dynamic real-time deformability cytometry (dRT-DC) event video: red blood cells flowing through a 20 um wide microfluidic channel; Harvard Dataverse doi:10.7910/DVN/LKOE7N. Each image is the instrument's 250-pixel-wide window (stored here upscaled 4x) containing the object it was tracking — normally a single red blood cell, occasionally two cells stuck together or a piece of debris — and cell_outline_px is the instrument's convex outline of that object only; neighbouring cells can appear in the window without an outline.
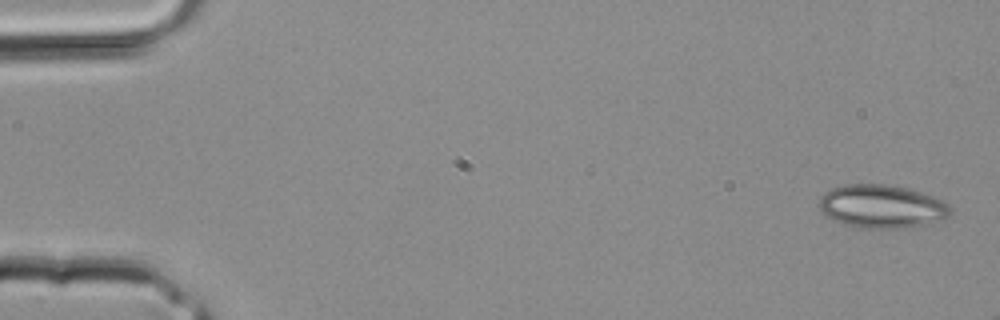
{"species": "common noctule bat (a hibernating species)", "species_latin": "Nyctalus noctula", "temperature_condition": "room temperature", "stored_images_in_passage": 4, "camera_frame_rate_fps": 3000, "um_per_image_px": 0.085, "animal": {"sex": "male", "body_mass_g": 20.4}, "frame": {"image": 1, "passage_image": 1, "time_ms": 0.0, "image_size_px": [1000, 320], "cell_outline_px": [[948, 216], [944, 220], [928, 224], [904, 228], [868, 228], [844, 224], [832, 220], [824, 216], [820, 208], [820, 196], [824, 192], [832, 188], [844, 184], [888, 184], [908, 188], [932, 196], [948, 204]], "centroid_in_image_um": [74.92, 17.54], "position_along_channel_um": 10.1, "area_um2": 33.12}}